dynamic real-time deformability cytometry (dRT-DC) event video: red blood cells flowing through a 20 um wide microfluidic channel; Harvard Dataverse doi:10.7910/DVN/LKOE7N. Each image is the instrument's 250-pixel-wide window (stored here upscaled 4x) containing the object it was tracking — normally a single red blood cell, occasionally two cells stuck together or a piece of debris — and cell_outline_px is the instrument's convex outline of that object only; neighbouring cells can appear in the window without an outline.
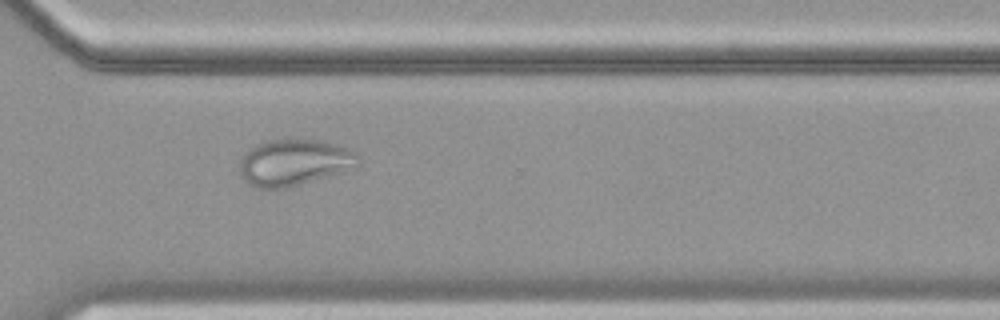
{"species": "common noctule bat (a hibernating species)", "species_latin": "Nyctalus noctula", "temperature_condition": "cold", "stored_images_in_passage": 37, "camera_frame_rate_fps": 3000, "um_per_image_px": 0.085, "animal": {"sex": "female", "body_mass_g": 19.9}, "frame": {"image": 1, "passage_image": 32, "time_ms": 10.333, "image_size_px": [1000, 320], "cell_outline_px": [[360, 164], [356, 168], [284, 188], [260, 188], [248, 184], [240, 176], [240, 160], [244, 152], [256, 144], [264, 140], [292, 136], [324, 140], [336, 144], [356, 152], [360, 160]], "centroid_in_image_um": [25.0, 13.74], "position_along_channel_um": 345.6, "area_um2": 32.95}}